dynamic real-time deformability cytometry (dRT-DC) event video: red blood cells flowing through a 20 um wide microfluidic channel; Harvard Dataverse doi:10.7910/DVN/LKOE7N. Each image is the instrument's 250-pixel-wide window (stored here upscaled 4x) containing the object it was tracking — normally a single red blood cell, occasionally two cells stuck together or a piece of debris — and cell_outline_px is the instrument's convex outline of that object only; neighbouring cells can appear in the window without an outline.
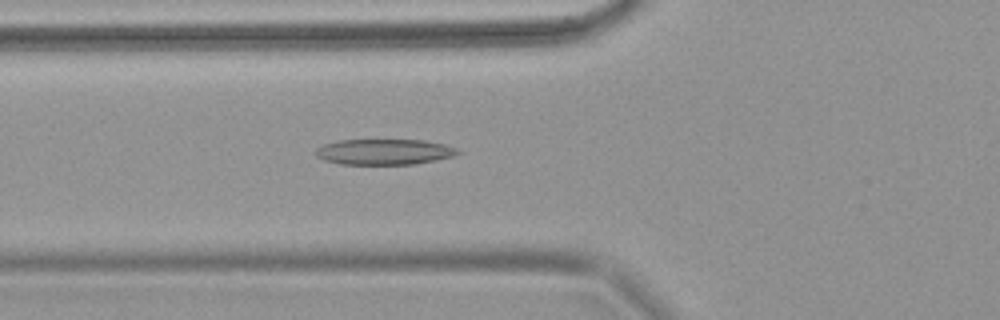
{"species": "common noctule bat (a hibernating species)", "species_latin": "Nyctalus noctula", "temperature_condition": "warm", "stored_images_in_passage": 67, "camera_frame_rate_fps": 3000, "um_per_image_px": 0.085, "animal": {"sex": "female", "body_mass_g": 18.4}, "frame": {"image": 1, "passage_image": 26, "time_ms": 8.333, "image_size_px": [1000, 320], "cell_outline_px": [[464, 152], [452, 156], [436, 160], [412, 164], [340, 164], [324, 160], [316, 156], [316, 148], [324, 144], [340, 140], [424, 140], [444, 144], [456, 148]], "centroid_in_image_um": [32.67, 12.9], "position_along_channel_um": 93.1, "area_um2": 21.21}}
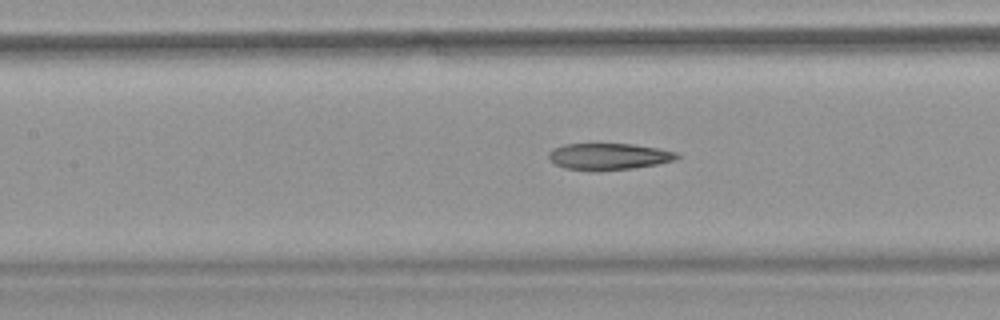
{"frame": {"image": 2, "passage_image": 32, "time_ms": 10.333, "image_size_px": [1000, 320], "cell_outline_px": [[680, 156], [676, 160], [656, 164], [632, 168], [596, 172], [564, 168], [548, 160], [548, 152], [552, 148], [564, 144], [632, 144], [656, 148], [676, 152]], "centroid_in_image_um": [51.68, 13.31], "position_along_channel_um": 155.7, "area_um2": 20.06}}
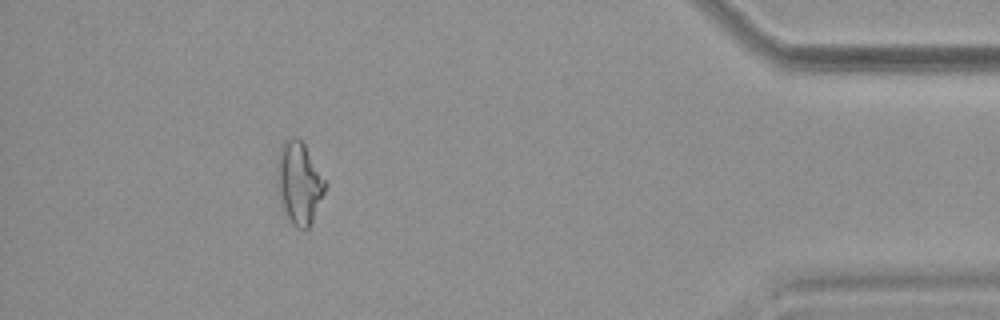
{"frame": {"image": 3, "passage_image": 61, "time_ms": 20.0, "image_size_px": [1000, 320], "cell_outline_px": [[328, 184], [312, 220], [308, 228], [296, 228], [292, 224], [284, 208], [276, 188], [276, 160], [280, 144], [284, 140], [292, 136], [296, 136], [304, 144]], "centroid_in_image_um": [25.39, 15.48], "position_along_channel_um": 409.8, "area_um2": 23.12}}